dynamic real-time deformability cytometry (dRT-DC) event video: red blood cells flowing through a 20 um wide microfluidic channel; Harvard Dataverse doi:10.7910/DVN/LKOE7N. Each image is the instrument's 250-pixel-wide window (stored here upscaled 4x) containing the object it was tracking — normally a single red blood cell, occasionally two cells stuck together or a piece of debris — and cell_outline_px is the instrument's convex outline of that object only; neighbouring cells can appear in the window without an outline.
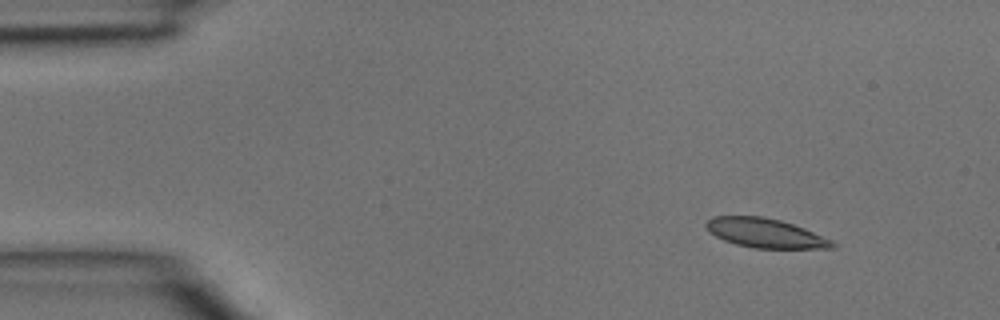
{"species": "common noctule bat (a hibernating species)", "species_latin": "Nyctalus noctula", "temperature_condition": "room temperature", "stored_images_in_passage": 4, "camera_frame_rate_fps": 3000, "um_per_image_px": 0.085, "animal": {"sex": "male", "body_mass_g": 15.6}, "frame": {"image": 1, "passage_image": 1, "time_ms": 0.0, "image_size_px": [1000, 320], "cell_outline_px": [[836, 244], [832, 248], [756, 248], [736, 244], [724, 240], [716, 236], [704, 224], [712, 216], [764, 216], [780, 220], [804, 228], [832, 240]], "centroid_in_image_um": [65.05, 19.8], "position_along_channel_um": 19.9, "area_um2": 21.27}}